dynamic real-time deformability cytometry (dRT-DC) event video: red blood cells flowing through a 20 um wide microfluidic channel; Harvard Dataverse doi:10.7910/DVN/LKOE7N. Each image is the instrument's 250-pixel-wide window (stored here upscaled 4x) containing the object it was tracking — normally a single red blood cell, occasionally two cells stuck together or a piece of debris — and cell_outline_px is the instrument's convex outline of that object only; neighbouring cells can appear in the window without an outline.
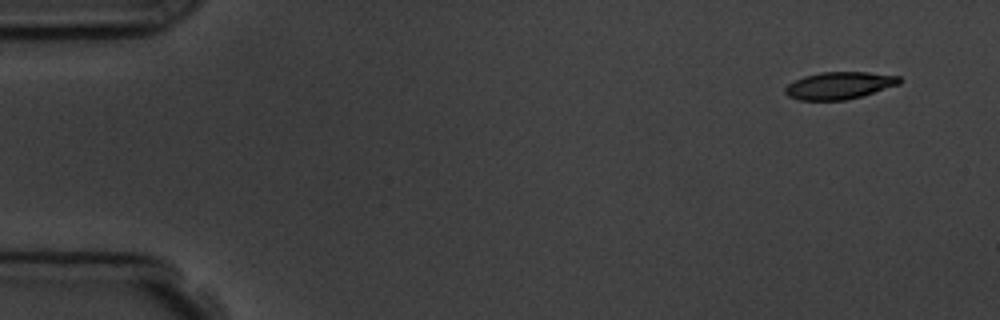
{"species": "common noctule bat (a hibernating species)", "species_latin": "Nyctalus noctula", "temperature_condition": "room temperature", "stored_images_in_passage": 16, "camera_frame_rate_fps": 3000, "um_per_image_px": 0.085, "animal": {"sex": "male", "body_mass_g": 19.5, "forearm_length_mm": 54.6}, "frame": {"image": 1, "passage_image": 1, "time_ms": 0.0, "image_size_px": [1000, 320], "cell_outline_px": [[900, 84], [860, 96], [844, 100], [800, 100], [788, 96], [784, 92], [784, 88], [788, 84], [804, 76], [820, 72], [868, 72], [900, 76]], "centroid_in_image_um": [71.32, 7.26], "position_along_channel_um": 13.7, "area_um2": 17.98}}
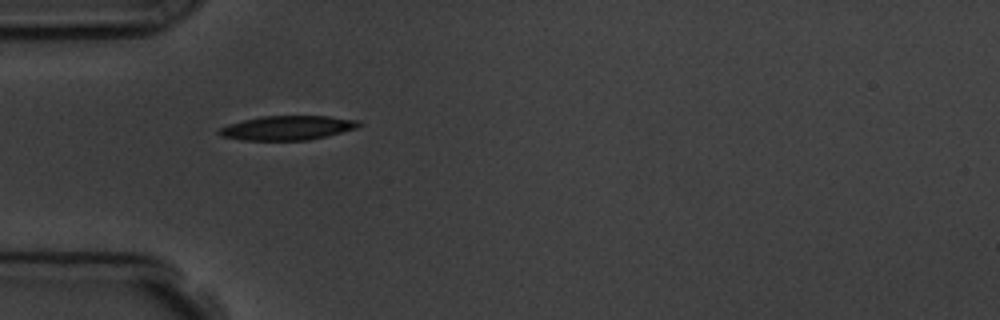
{"frame": {"image": 2, "passage_image": 5, "time_ms": 4.333, "image_size_px": [1000, 320], "cell_outline_px": [[364, 124], [356, 128], [328, 136], [308, 140], [244, 140], [220, 136], [216, 132], [220, 128], [228, 124], [260, 116], [328, 116], [360, 120]], "centroid_in_image_um": [24.46, 10.86], "position_along_channel_um": 60.5, "area_um2": 19.88}}
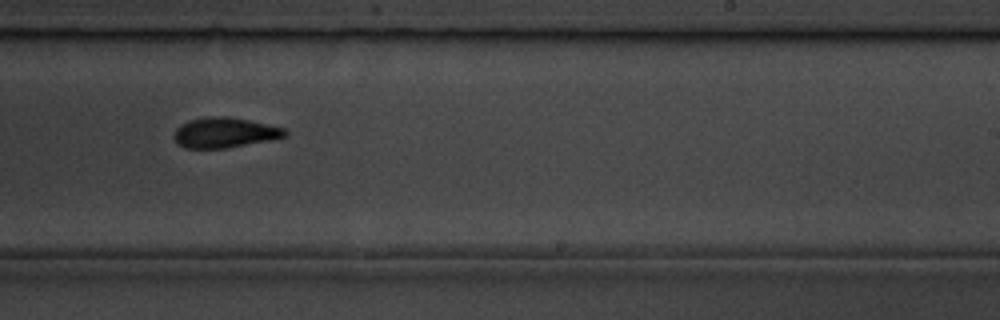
{"frame": {"image": 3, "passage_image": 10, "time_ms": 10.0, "image_size_px": [1000, 320], "cell_outline_px": [[288, 136], [272, 140], [228, 148], [184, 148], [172, 136], [176, 128], [188, 120], [208, 116], [228, 116], [248, 120], [284, 128], [288, 132]], "centroid_in_image_um": [19.11, 11.27], "position_along_channel_um": 269.9, "area_um2": 19.65}, "authors_computed_cell_mechanics": {"area_um2": 19.363, "velocity_mm_per_s": 3.7483, "shape_relaxation_time_tau1_ms": 8.3152, "shape_relaxation_time_tau2_ms": 4.4929, "deformation_change_tau1": 0.1713, "deformation_change_tau2": 0.0936}}